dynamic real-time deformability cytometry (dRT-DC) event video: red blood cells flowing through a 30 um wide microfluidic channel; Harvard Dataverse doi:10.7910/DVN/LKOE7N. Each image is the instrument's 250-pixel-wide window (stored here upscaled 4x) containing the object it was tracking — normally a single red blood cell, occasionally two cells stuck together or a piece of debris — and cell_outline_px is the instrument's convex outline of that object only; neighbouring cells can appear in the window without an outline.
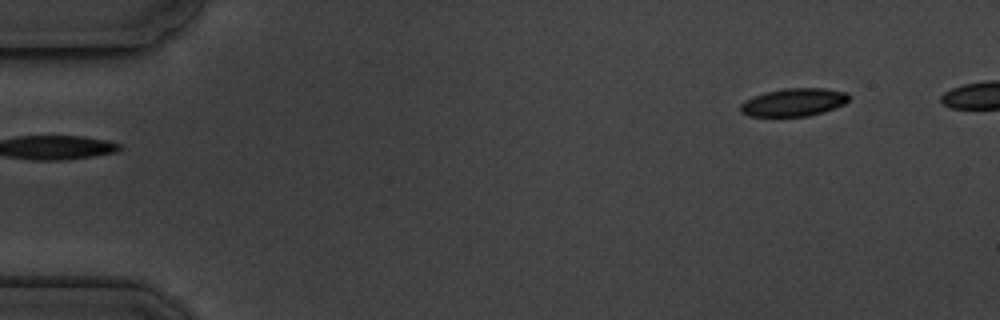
{"species": "common noctule bat (a hibernating species)", "species_latin": "Nyctalus noctula", "temperature_condition": "cold", "stored_images_in_passage": 5, "camera_frame_rate_fps": 3000, "um_per_image_px": 0.085, "animal": {"sex": "male", "body_mass_g": 19.5, "forearm_length_mm": 54.6}, "frame": {"image": 1, "passage_image": 5, "time_ms": 4.333, "image_size_px": [1000, 320], "cell_outline_px": [[848, 100], [844, 104], [824, 112], [808, 116], [748, 116], [740, 112], [740, 104], [744, 100], [752, 96], [764, 92], [784, 88], [824, 88], [848, 92]], "centroid_in_image_um": [67.44, 8.69], "position_along_channel_um": 17.6, "area_um2": 17.8}}